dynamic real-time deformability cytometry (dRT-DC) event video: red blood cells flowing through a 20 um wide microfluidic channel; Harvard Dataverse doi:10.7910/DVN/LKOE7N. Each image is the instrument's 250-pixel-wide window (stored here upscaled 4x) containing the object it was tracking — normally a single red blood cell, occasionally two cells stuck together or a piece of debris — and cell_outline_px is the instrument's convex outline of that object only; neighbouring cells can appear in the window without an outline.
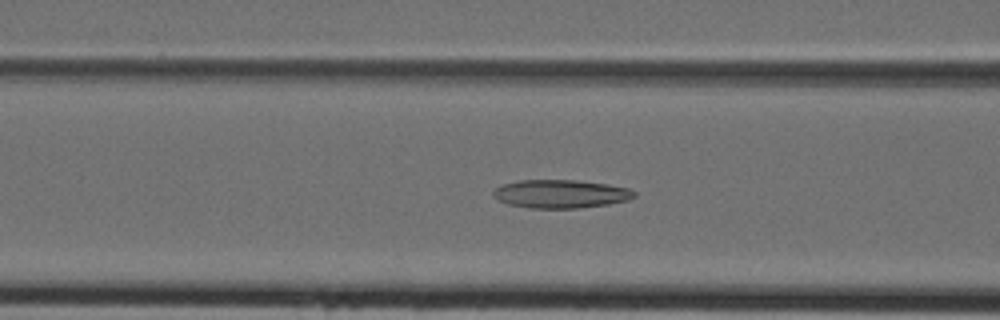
{"species": "Egyptian fruit bat (a non-hibernating species)", "species_latin": "Rousettus aegyptiacus", "temperature_condition": "cold", "stored_images_in_passage": 42, "camera_frame_rate_fps": 3000, "um_per_image_px": 0.085, "animal": {"sex": "female"}, "frame": {"image": 1, "passage_image": 16, "time_ms": 5.0, "image_size_px": [1000, 320], "cell_outline_px": [[636, 196], [628, 200], [608, 204], [580, 208], [528, 208], [508, 204], [492, 196], [492, 192], [496, 188], [504, 184], [520, 180], [576, 180], [608, 184], [628, 188], [636, 192]], "centroid_in_image_um": [47.67, 16.48], "position_along_channel_um": 118.9, "area_um2": 23.29}}
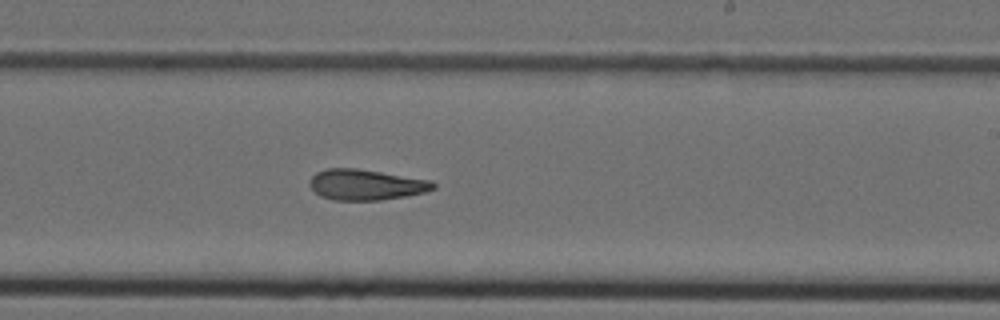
{"frame": {"image": 2, "passage_image": 25, "time_ms": 8.0, "image_size_px": [1000, 320], "cell_outline_px": [[436, 188], [424, 192], [404, 196], [380, 200], [332, 200], [320, 196], [308, 184], [308, 180], [316, 172], [328, 168], [356, 168], [432, 180], [436, 184]], "centroid_in_image_um": [31.09, 15.69], "position_along_channel_um": 257.9, "area_um2": 22.14}}
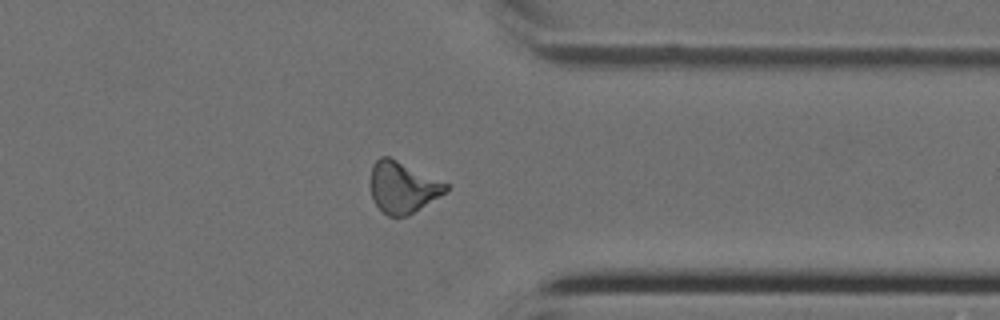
{"frame": {"image": 3, "passage_image": 33, "time_ms": 10.667, "image_size_px": [1000, 320], "cell_outline_px": [[448, 188], [440, 196], [408, 216], [388, 216], [376, 204], [372, 196], [368, 180], [372, 164], [380, 156], [388, 156], [448, 184]], "centroid_in_image_um": [34.17, 15.91], "position_along_channel_um": 377.2, "area_um2": 22.43}}